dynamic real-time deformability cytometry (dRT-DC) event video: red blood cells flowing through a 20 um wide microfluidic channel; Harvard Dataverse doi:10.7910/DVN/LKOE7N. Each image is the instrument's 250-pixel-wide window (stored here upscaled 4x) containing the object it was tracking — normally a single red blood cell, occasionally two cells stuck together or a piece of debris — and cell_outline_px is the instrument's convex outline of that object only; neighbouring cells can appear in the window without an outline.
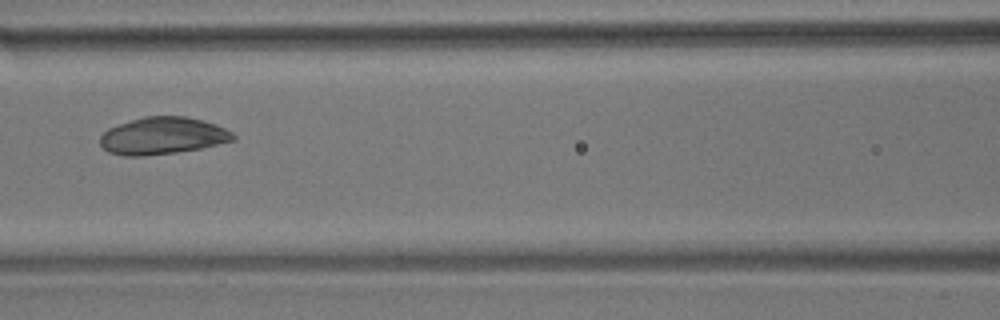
{"species": "common noctule bat (a hibernating species)", "species_latin": "Nyctalus noctula", "temperature_condition": "room temperature", "stored_images_in_passage": 9, "camera_frame_rate_fps": 3000, "um_per_image_px": 0.085, "animal": {"sex": "male", "body_mass_g": 17.9}, "frame": {"image": 1, "passage_image": 8, "time_ms": 8.333, "image_size_px": [1000, 320], "cell_outline_px": [[236, 140], [200, 148], [176, 152], [144, 156], [124, 156], [108, 152], [100, 144], [100, 136], [108, 128], [144, 116], [184, 116], [204, 120], [216, 124], [232, 132], [236, 136]], "centroid_in_image_um": [13.84, 11.54], "position_along_channel_um": 152.8, "area_um2": 28.78}}
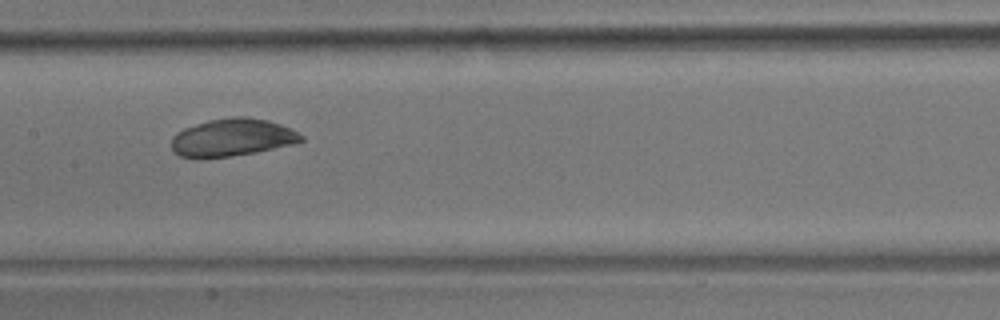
{"frame": {"image": 2, "passage_image": 9, "time_ms": 9.333, "image_size_px": [1000, 320], "cell_outline_px": [[304, 140], [296, 144], [256, 152], [232, 156], [200, 160], [196, 160], [180, 156], [172, 152], [172, 136], [176, 132], [184, 128], [208, 120], [232, 116], [248, 116], [268, 120], [280, 124], [304, 136]], "centroid_in_image_um": [19.7, 11.71], "position_along_channel_um": 187.7, "area_um2": 29.07}}